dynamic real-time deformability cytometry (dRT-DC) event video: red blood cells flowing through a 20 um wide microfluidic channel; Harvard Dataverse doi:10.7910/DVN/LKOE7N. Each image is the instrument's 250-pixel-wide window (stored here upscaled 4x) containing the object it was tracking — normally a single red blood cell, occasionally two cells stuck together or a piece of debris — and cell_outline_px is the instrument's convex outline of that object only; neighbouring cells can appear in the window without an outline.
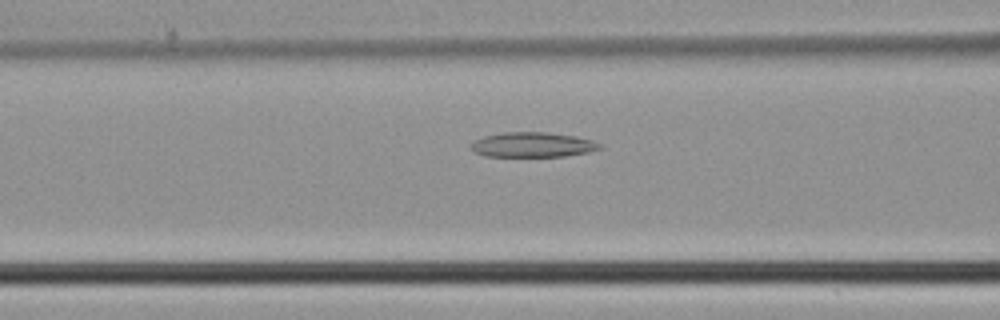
{"species": "common noctule bat (a hibernating species)", "species_latin": "Nyctalus noctula", "temperature_condition": "cold", "stored_images_in_passage": 34, "camera_frame_rate_fps": 3000, "um_per_image_px": 0.085, "animal": {"sex": "male", "body_mass_g": 21.5, "forearm_length_mm": 52.0}, "frame": {"image": 1, "passage_image": 8, "time_ms": 2.333, "image_size_px": [1000, 320], "cell_outline_px": [[604, 148], [588, 152], [564, 156], [484, 156], [476, 152], [468, 144], [472, 140], [484, 136], [504, 132], [548, 132], [576, 136], [592, 140], [600, 144]], "centroid_in_image_um": [45.26, 12.29], "position_along_channel_um": 121.3, "area_um2": 18.79}}
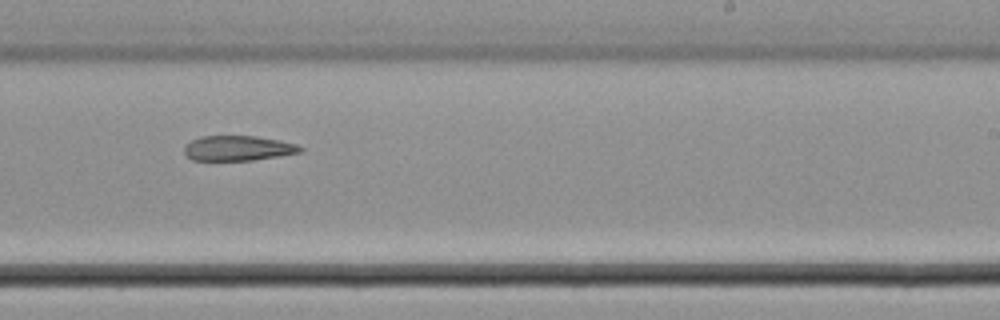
{"frame": {"image": 2, "passage_image": 18, "time_ms": 5.667, "image_size_px": [1000, 320], "cell_outline_px": [[304, 152], [280, 156], [252, 160], [192, 160], [184, 152], [184, 148], [192, 140], [200, 136], [256, 136], [280, 140], [296, 144], [304, 148]], "centroid_in_image_um": [20.29, 12.59], "position_along_channel_um": 268.7, "area_um2": 16.94}}
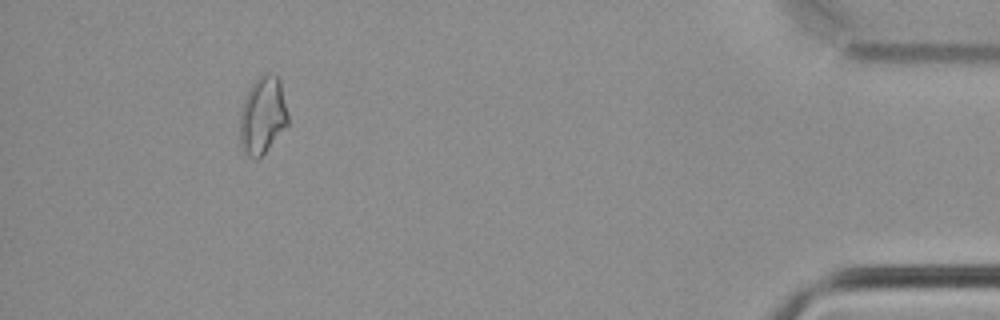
{"frame": {"image": 3, "passage_image": 32, "time_ms": 10.333, "image_size_px": [1000, 320], "cell_outline_px": [[288, 124], [264, 152], [256, 160], [252, 160], [240, 148], [240, 112], [248, 88], [264, 72], [276, 72], [280, 80], [288, 116]], "centroid_in_image_um": [22.31, 9.78], "position_along_channel_um": 412.9, "area_um2": 21.79}}